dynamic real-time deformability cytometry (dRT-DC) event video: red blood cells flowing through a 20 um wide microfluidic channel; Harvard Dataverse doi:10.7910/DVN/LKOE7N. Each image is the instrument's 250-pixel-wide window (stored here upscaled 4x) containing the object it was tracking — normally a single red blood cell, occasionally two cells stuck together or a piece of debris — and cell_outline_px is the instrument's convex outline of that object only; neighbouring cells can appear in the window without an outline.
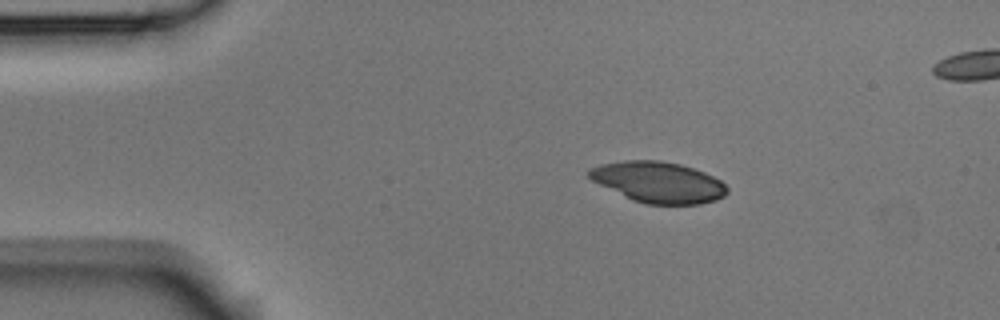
{"species": "Egyptian fruit bat (a non-hibernating species)", "species_latin": "Rousettus aegyptiacus", "temperature_condition": "room temperature", "stored_images_in_passage": 46, "camera_frame_rate_fps": 3000, "um_per_image_px": 0.085, "animal": {"sex": "male"}, "frame": {"image": 1, "passage_image": 1, "time_ms": 0.0, "image_size_px": [1000, 320], "cell_outline_px": [[728, 192], [724, 196], [716, 200], [700, 204], [648, 204], [632, 200], [592, 180], [588, 176], [588, 168], [600, 164], [624, 160], [660, 160], [680, 164], [704, 172], [720, 180], [728, 188]], "centroid_in_image_um": [55.96, 15.48], "position_along_channel_um": 29.0, "area_um2": 32.83}}
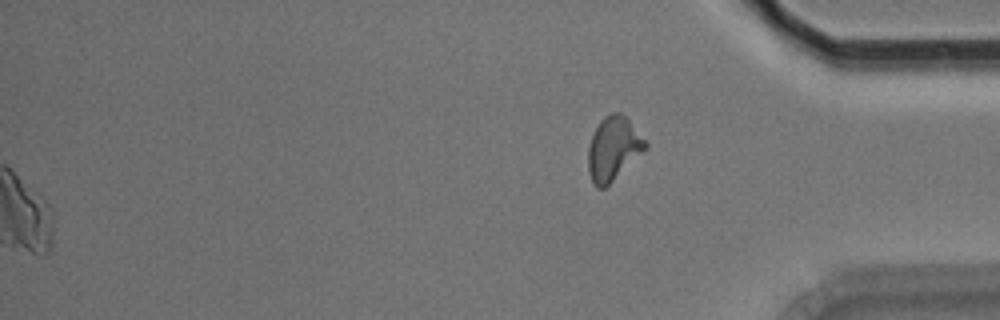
{"frame": {"image": 2, "passage_image": 46, "time_ms": 15.0, "image_size_px": [1000, 320], "cell_outline_px": [[648, 148], [604, 188], [596, 188], [592, 180], [588, 168], [588, 148], [592, 136], [600, 120], [604, 116], [612, 112], [620, 112], [628, 120], [648, 144]], "centroid_in_image_um": [52.13, 12.63], "position_along_channel_um": 383.1, "area_um2": 20.87}}